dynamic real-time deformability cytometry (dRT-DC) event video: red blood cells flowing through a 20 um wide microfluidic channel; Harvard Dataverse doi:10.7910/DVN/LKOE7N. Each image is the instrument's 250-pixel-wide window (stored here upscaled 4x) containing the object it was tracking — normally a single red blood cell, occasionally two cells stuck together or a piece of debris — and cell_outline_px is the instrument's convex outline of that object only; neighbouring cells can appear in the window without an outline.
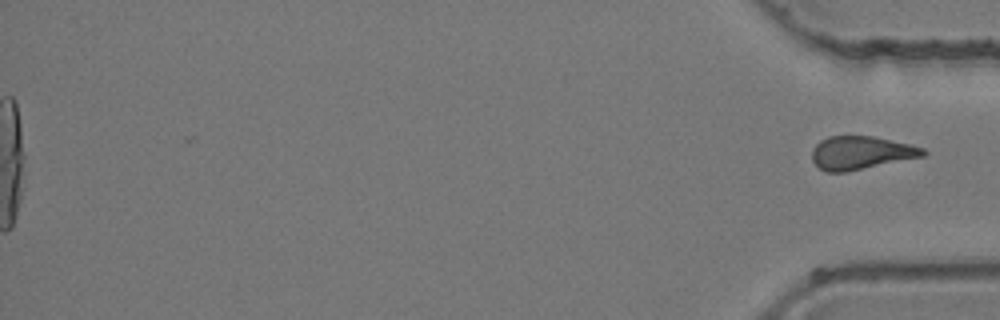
{"species": "common noctule bat (a hibernating species)", "species_latin": "Nyctalus noctula", "temperature_condition": "room temperature", "stored_images_in_passage": 36, "segment_of_instrument_passage": [2, 2], "camera_frame_rate_fps": 3000, "um_per_image_px": 0.085, "animal": {"sex": "female", "body_mass_g": 24.6, "forearm_length_mm": 56.2}, "frame": {"image": 1, "passage_image": 36, "time_ms": 11.667, "image_size_px": [1000, 320], "cell_outline_px": [[928, 152], [924, 156], [848, 172], [824, 172], [812, 160], [812, 148], [820, 140], [828, 136], [872, 136], [908, 144], [924, 148]], "centroid_in_image_um": [73.16, 13.0], "position_along_channel_um": 362.0, "area_um2": 21.56}}